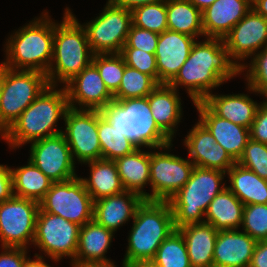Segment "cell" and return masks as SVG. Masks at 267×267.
<instances>
[{
	"mask_svg": "<svg viewBox=\"0 0 267 267\" xmlns=\"http://www.w3.org/2000/svg\"><path fill=\"white\" fill-rule=\"evenodd\" d=\"M196 39L167 29L159 34L155 52L158 84H168L188 59Z\"/></svg>",
	"mask_w": 267,
	"mask_h": 267,
	"instance_id": "obj_19",
	"label": "cell"
},
{
	"mask_svg": "<svg viewBox=\"0 0 267 267\" xmlns=\"http://www.w3.org/2000/svg\"><path fill=\"white\" fill-rule=\"evenodd\" d=\"M35 257L36 258L34 260H31L30 257H28L25 260L23 267H51L50 265L45 263V261L42 259L43 256L35 254Z\"/></svg>",
	"mask_w": 267,
	"mask_h": 267,
	"instance_id": "obj_50",
	"label": "cell"
},
{
	"mask_svg": "<svg viewBox=\"0 0 267 267\" xmlns=\"http://www.w3.org/2000/svg\"><path fill=\"white\" fill-rule=\"evenodd\" d=\"M80 228L77 223L39 209L33 244L56 262L65 256L71 257L73 261L78 247Z\"/></svg>",
	"mask_w": 267,
	"mask_h": 267,
	"instance_id": "obj_12",
	"label": "cell"
},
{
	"mask_svg": "<svg viewBox=\"0 0 267 267\" xmlns=\"http://www.w3.org/2000/svg\"><path fill=\"white\" fill-rule=\"evenodd\" d=\"M181 232L192 267H213V253L218 230L208 223L188 224Z\"/></svg>",
	"mask_w": 267,
	"mask_h": 267,
	"instance_id": "obj_27",
	"label": "cell"
},
{
	"mask_svg": "<svg viewBox=\"0 0 267 267\" xmlns=\"http://www.w3.org/2000/svg\"><path fill=\"white\" fill-rule=\"evenodd\" d=\"M13 196L11 168L0 165V202L10 199Z\"/></svg>",
	"mask_w": 267,
	"mask_h": 267,
	"instance_id": "obj_46",
	"label": "cell"
},
{
	"mask_svg": "<svg viewBox=\"0 0 267 267\" xmlns=\"http://www.w3.org/2000/svg\"><path fill=\"white\" fill-rule=\"evenodd\" d=\"M251 8L252 0H216L202 11L204 36L224 39Z\"/></svg>",
	"mask_w": 267,
	"mask_h": 267,
	"instance_id": "obj_21",
	"label": "cell"
},
{
	"mask_svg": "<svg viewBox=\"0 0 267 267\" xmlns=\"http://www.w3.org/2000/svg\"><path fill=\"white\" fill-rule=\"evenodd\" d=\"M84 25L94 54L120 53L132 25V12L108 0L103 12Z\"/></svg>",
	"mask_w": 267,
	"mask_h": 267,
	"instance_id": "obj_10",
	"label": "cell"
},
{
	"mask_svg": "<svg viewBox=\"0 0 267 267\" xmlns=\"http://www.w3.org/2000/svg\"><path fill=\"white\" fill-rule=\"evenodd\" d=\"M92 63L98 69L108 91L113 95L119 88L126 67L120 53L94 54Z\"/></svg>",
	"mask_w": 267,
	"mask_h": 267,
	"instance_id": "obj_38",
	"label": "cell"
},
{
	"mask_svg": "<svg viewBox=\"0 0 267 267\" xmlns=\"http://www.w3.org/2000/svg\"><path fill=\"white\" fill-rule=\"evenodd\" d=\"M115 5L132 11L136 7L167 0H111Z\"/></svg>",
	"mask_w": 267,
	"mask_h": 267,
	"instance_id": "obj_48",
	"label": "cell"
},
{
	"mask_svg": "<svg viewBox=\"0 0 267 267\" xmlns=\"http://www.w3.org/2000/svg\"><path fill=\"white\" fill-rule=\"evenodd\" d=\"M39 203L17 196L0 202L2 248H25L34 241Z\"/></svg>",
	"mask_w": 267,
	"mask_h": 267,
	"instance_id": "obj_11",
	"label": "cell"
},
{
	"mask_svg": "<svg viewBox=\"0 0 267 267\" xmlns=\"http://www.w3.org/2000/svg\"><path fill=\"white\" fill-rule=\"evenodd\" d=\"M47 76L38 71L12 70L3 66L0 92V135L47 88Z\"/></svg>",
	"mask_w": 267,
	"mask_h": 267,
	"instance_id": "obj_8",
	"label": "cell"
},
{
	"mask_svg": "<svg viewBox=\"0 0 267 267\" xmlns=\"http://www.w3.org/2000/svg\"><path fill=\"white\" fill-rule=\"evenodd\" d=\"M2 249L4 251L0 254V267H23L27 259L25 248L4 247Z\"/></svg>",
	"mask_w": 267,
	"mask_h": 267,
	"instance_id": "obj_45",
	"label": "cell"
},
{
	"mask_svg": "<svg viewBox=\"0 0 267 267\" xmlns=\"http://www.w3.org/2000/svg\"><path fill=\"white\" fill-rule=\"evenodd\" d=\"M55 87L48 85L1 136L9 146L16 148L63 132L54 127L70 107L65 87L59 90Z\"/></svg>",
	"mask_w": 267,
	"mask_h": 267,
	"instance_id": "obj_2",
	"label": "cell"
},
{
	"mask_svg": "<svg viewBox=\"0 0 267 267\" xmlns=\"http://www.w3.org/2000/svg\"><path fill=\"white\" fill-rule=\"evenodd\" d=\"M253 56L249 70L246 73L248 89L267 98V47Z\"/></svg>",
	"mask_w": 267,
	"mask_h": 267,
	"instance_id": "obj_41",
	"label": "cell"
},
{
	"mask_svg": "<svg viewBox=\"0 0 267 267\" xmlns=\"http://www.w3.org/2000/svg\"><path fill=\"white\" fill-rule=\"evenodd\" d=\"M202 102L216 116L249 129L259 107L245 94L214 95L210 93Z\"/></svg>",
	"mask_w": 267,
	"mask_h": 267,
	"instance_id": "obj_26",
	"label": "cell"
},
{
	"mask_svg": "<svg viewBox=\"0 0 267 267\" xmlns=\"http://www.w3.org/2000/svg\"><path fill=\"white\" fill-rule=\"evenodd\" d=\"M159 84L148 74L130 66L125 67L114 101L147 97Z\"/></svg>",
	"mask_w": 267,
	"mask_h": 267,
	"instance_id": "obj_36",
	"label": "cell"
},
{
	"mask_svg": "<svg viewBox=\"0 0 267 267\" xmlns=\"http://www.w3.org/2000/svg\"><path fill=\"white\" fill-rule=\"evenodd\" d=\"M250 138L267 144V100L259 105L256 116L250 127Z\"/></svg>",
	"mask_w": 267,
	"mask_h": 267,
	"instance_id": "obj_44",
	"label": "cell"
},
{
	"mask_svg": "<svg viewBox=\"0 0 267 267\" xmlns=\"http://www.w3.org/2000/svg\"><path fill=\"white\" fill-rule=\"evenodd\" d=\"M175 88L159 84L148 96L152 119L158 128L172 141L175 127L182 115L181 99Z\"/></svg>",
	"mask_w": 267,
	"mask_h": 267,
	"instance_id": "obj_25",
	"label": "cell"
},
{
	"mask_svg": "<svg viewBox=\"0 0 267 267\" xmlns=\"http://www.w3.org/2000/svg\"><path fill=\"white\" fill-rule=\"evenodd\" d=\"M168 29L191 37L204 35L202 12L189 0H167Z\"/></svg>",
	"mask_w": 267,
	"mask_h": 267,
	"instance_id": "obj_33",
	"label": "cell"
},
{
	"mask_svg": "<svg viewBox=\"0 0 267 267\" xmlns=\"http://www.w3.org/2000/svg\"><path fill=\"white\" fill-rule=\"evenodd\" d=\"M64 87L67 92L69 107L73 109H78L74 104L78 103L79 109L102 111L114 101L113 95L106 88L93 63L74 76Z\"/></svg>",
	"mask_w": 267,
	"mask_h": 267,
	"instance_id": "obj_17",
	"label": "cell"
},
{
	"mask_svg": "<svg viewBox=\"0 0 267 267\" xmlns=\"http://www.w3.org/2000/svg\"><path fill=\"white\" fill-rule=\"evenodd\" d=\"M113 234L94 219L81 226L72 266L83 267L91 264L111 263L112 261L104 255L111 244Z\"/></svg>",
	"mask_w": 267,
	"mask_h": 267,
	"instance_id": "obj_24",
	"label": "cell"
},
{
	"mask_svg": "<svg viewBox=\"0 0 267 267\" xmlns=\"http://www.w3.org/2000/svg\"><path fill=\"white\" fill-rule=\"evenodd\" d=\"M175 230L172 208L168 201L143 200L133 218L123 261H151L161 243Z\"/></svg>",
	"mask_w": 267,
	"mask_h": 267,
	"instance_id": "obj_4",
	"label": "cell"
},
{
	"mask_svg": "<svg viewBox=\"0 0 267 267\" xmlns=\"http://www.w3.org/2000/svg\"><path fill=\"white\" fill-rule=\"evenodd\" d=\"M249 267H267V240L256 242Z\"/></svg>",
	"mask_w": 267,
	"mask_h": 267,
	"instance_id": "obj_47",
	"label": "cell"
},
{
	"mask_svg": "<svg viewBox=\"0 0 267 267\" xmlns=\"http://www.w3.org/2000/svg\"><path fill=\"white\" fill-rule=\"evenodd\" d=\"M242 227L256 241L267 240V204L244 205Z\"/></svg>",
	"mask_w": 267,
	"mask_h": 267,
	"instance_id": "obj_39",
	"label": "cell"
},
{
	"mask_svg": "<svg viewBox=\"0 0 267 267\" xmlns=\"http://www.w3.org/2000/svg\"><path fill=\"white\" fill-rule=\"evenodd\" d=\"M189 158L196 167L227 172L236 161L219 144L209 130L199 121L186 139Z\"/></svg>",
	"mask_w": 267,
	"mask_h": 267,
	"instance_id": "obj_18",
	"label": "cell"
},
{
	"mask_svg": "<svg viewBox=\"0 0 267 267\" xmlns=\"http://www.w3.org/2000/svg\"><path fill=\"white\" fill-rule=\"evenodd\" d=\"M200 122L237 162L250 139V129L216 116L203 102L194 103Z\"/></svg>",
	"mask_w": 267,
	"mask_h": 267,
	"instance_id": "obj_20",
	"label": "cell"
},
{
	"mask_svg": "<svg viewBox=\"0 0 267 267\" xmlns=\"http://www.w3.org/2000/svg\"><path fill=\"white\" fill-rule=\"evenodd\" d=\"M114 162L123 188L147 200L148 193L144 192L143 188L146 184H150V152H143L138 147L132 153L115 159Z\"/></svg>",
	"mask_w": 267,
	"mask_h": 267,
	"instance_id": "obj_28",
	"label": "cell"
},
{
	"mask_svg": "<svg viewBox=\"0 0 267 267\" xmlns=\"http://www.w3.org/2000/svg\"><path fill=\"white\" fill-rule=\"evenodd\" d=\"M2 83H3V65L0 64V92H1Z\"/></svg>",
	"mask_w": 267,
	"mask_h": 267,
	"instance_id": "obj_54",
	"label": "cell"
},
{
	"mask_svg": "<svg viewBox=\"0 0 267 267\" xmlns=\"http://www.w3.org/2000/svg\"><path fill=\"white\" fill-rule=\"evenodd\" d=\"M151 262L156 267H192L184 238L178 229L161 243Z\"/></svg>",
	"mask_w": 267,
	"mask_h": 267,
	"instance_id": "obj_35",
	"label": "cell"
},
{
	"mask_svg": "<svg viewBox=\"0 0 267 267\" xmlns=\"http://www.w3.org/2000/svg\"><path fill=\"white\" fill-rule=\"evenodd\" d=\"M40 210L83 226L93 220L94 201L81 178L53 183L39 202Z\"/></svg>",
	"mask_w": 267,
	"mask_h": 267,
	"instance_id": "obj_9",
	"label": "cell"
},
{
	"mask_svg": "<svg viewBox=\"0 0 267 267\" xmlns=\"http://www.w3.org/2000/svg\"><path fill=\"white\" fill-rule=\"evenodd\" d=\"M237 163L267 180V144L250 138Z\"/></svg>",
	"mask_w": 267,
	"mask_h": 267,
	"instance_id": "obj_40",
	"label": "cell"
},
{
	"mask_svg": "<svg viewBox=\"0 0 267 267\" xmlns=\"http://www.w3.org/2000/svg\"><path fill=\"white\" fill-rule=\"evenodd\" d=\"M47 13L10 36L6 44L7 59L1 63L3 66L47 74L54 43V22Z\"/></svg>",
	"mask_w": 267,
	"mask_h": 267,
	"instance_id": "obj_5",
	"label": "cell"
},
{
	"mask_svg": "<svg viewBox=\"0 0 267 267\" xmlns=\"http://www.w3.org/2000/svg\"><path fill=\"white\" fill-rule=\"evenodd\" d=\"M159 34L131 25L126 43L123 47H131L155 54Z\"/></svg>",
	"mask_w": 267,
	"mask_h": 267,
	"instance_id": "obj_43",
	"label": "cell"
},
{
	"mask_svg": "<svg viewBox=\"0 0 267 267\" xmlns=\"http://www.w3.org/2000/svg\"><path fill=\"white\" fill-rule=\"evenodd\" d=\"M132 25L158 34L168 29L167 1L136 7L132 11Z\"/></svg>",
	"mask_w": 267,
	"mask_h": 267,
	"instance_id": "obj_37",
	"label": "cell"
},
{
	"mask_svg": "<svg viewBox=\"0 0 267 267\" xmlns=\"http://www.w3.org/2000/svg\"><path fill=\"white\" fill-rule=\"evenodd\" d=\"M256 242L244 231H218L213 267H249Z\"/></svg>",
	"mask_w": 267,
	"mask_h": 267,
	"instance_id": "obj_22",
	"label": "cell"
},
{
	"mask_svg": "<svg viewBox=\"0 0 267 267\" xmlns=\"http://www.w3.org/2000/svg\"><path fill=\"white\" fill-rule=\"evenodd\" d=\"M13 195L40 202L54 183L30 160L28 165L11 169Z\"/></svg>",
	"mask_w": 267,
	"mask_h": 267,
	"instance_id": "obj_32",
	"label": "cell"
},
{
	"mask_svg": "<svg viewBox=\"0 0 267 267\" xmlns=\"http://www.w3.org/2000/svg\"><path fill=\"white\" fill-rule=\"evenodd\" d=\"M98 136L103 159L114 161L138 148L134 142L112 125L101 110H98Z\"/></svg>",
	"mask_w": 267,
	"mask_h": 267,
	"instance_id": "obj_34",
	"label": "cell"
},
{
	"mask_svg": "<svg viewBox=\"0 0 267 267\" xmlns=\"http://www.w3.org/2000/svg\"><path fill=\"white\" fill-rule=\"evenodd\" d=\"M102 114L138 147L169 149L172 145L152 119L147 97L113 101Z\"/></svg>",
	"mask_w": 267,
	"mask_h": 267,
	"instance_id": "obj_7",
	"label": "cell"
},
{
	"mask_svg": "<svg viewBox=\"0 0 267 267\" xmlns=\"http://www.w3.org/2000/svg\"><path fill=\"white\" fill-rule=\"evenodd\" d=\"M139 194L126 191L94 201L93 219L113 233L130 218L143 202Z\"/></svg>",
	"mask_w": 267,
	"mask_h": 267,
	"instance_id": "obj_23",
	"label": "cell"
},
{
	"mask_svg": "<svg viewBox=\"0 0 267 267\" xmlns=\"http://www.w3.org/2000/svg\"><path fill=\"white\" fill-rule=\"evenodd\" d=\"M252 8L267 19V0H252Z\"/></svg>",
	"mask_w": 267,
	"mask_h": 267,
	"instance_id": "obj_49",
	"label": "cell"
},
{
	"mask_svg": "<svg viewBox=\"0 0 267 267\" xmlns=\"http://www.w3.org/2000/svg\"><path fill=\"white\" fill-rule=\"evenodd\" d=\"M231 60H243L267 47V19L253 8L223 39Z\"/></svg>",
	"mask_w": 267,
	"mask_h": 267,
	"instance_id": "obj_16",
	"label": "cell"
},
{
	"mask_svg": "<svg viewBox=\"0 0 267 267\" xmlns=\"http://www.w3.org/2000/svg\"><path fill=\"white\" fill-rule=\"evenodd\" d=\"M226 173L217 169L194 167L186 184L168 202L176 229L188 224L204 223L210 202L226 185L221 182Z\"/></svg>",
	"mask_w": 267,
	"mask_h": 267,
	"instance_id": "obj_6",
	"label": "cell"
},
{
	"mask_svg": "<svg viewBox=\"0 0 267 267\" xmlns=\"http://www.w3.org/2000/svg\"><path fill=\"white\" fill-rule=\"evenodd\" d=\"M120 54L127 66L148 74L158 83L157 61L155 54L131 47H123Z\"/></svg>",
	"mask_w": 267,
	"mask_h": 267,
	"instance_id": "obj_42",
	"label": "cell"
},
{
	"mask_svg": "<svg viewBox=\"0 0 267 267\" xmlns=\"http://www.w3.org/2000/svg\"><path fill=\"white\" fill-rule=\"evenodd\" d=\"M93 56L83 25L66 8L62 23L54 22L53 55L46 74L48 84L56 86L57 81L66 84L92 63Z\"/></svg>",
	"mask_w": 267,
	"mask_h": 267,
	"instance_id": "obj_3",
	"label": "cell"
},
{
	"mask_svg": "<svg viewBox=\"0 0 267 267\" xmlns=\"http://www.w3.org/2000/svg\"><path fill=\"white\" fill-rule=\"evenodd\" d=\"M83 267H116V265H114V262L113 263L111 262V263L91 264Z\"/></svg>",
	"mask_w": 267,
	"mask_h": 267,
	"instance_id": "obj_53",
	"label": "cell"
},
{
	"mask_svg": "<svg viewBox=\"0 0 267 267\" xmlns=\"http://www.w3.org/2000/svg\"><path fill=\"white\" fill-rule=\"evenodd\" d=\"M237 62L230 59L223 39L207 38L202 43H194L188 59L168 85L176 90L183 85L193 103L202 102L212 88L248 67Z\"/></svg>",
	"mask_w": 267,
	"mask_h": 267,
	"instance_id": "obj_1",
	"label": "cell"
},
{
	"mask_svg": "<svg viewBox=\"0 0 267 267\" xmlns=\"http://www.w3.org/2000/svg\"><path fill=\"white\" fill-rule=\"evenodd\" d=\"M123 267H156L151 261L126 263L123 261Z\"/></svg>",
	"mask_w": 267,
	"mask_h": 267,
	"instance_id": "obj_52",
	"label": "cell"
},
{
	"mask_svg": "<svg viewBox=\"0 0 267 267\" xmlns=\"http://www.w3.org/2000/svg\"><path fill=\"white\" fill-rule=\"evenodd\" d=\"M64 134L73 160L87 163L102 158L98 136V110L69 108L63 118ZM75 156V157H74Z\"/></svg>",
	"mask_w": 267,
	"mask_h": 267,
	"instance_id": "obj_13",
	"label": "cell"
},
{
	"mask_svg": "<svg viewBox=\"0 0 267 267\" xmlns=\"http://www.w3.org/2000/svg\"><path fill=\"white\" fill-rule=\"evenodd\" d=\"M201 12L212 5L216 0H189Z\"/></svg>",
	"mask_w": 267,
	"mask_h": 267,
	"instance_id": "obj_51",
	"label": "cell"
},
{
	"mask_svg": "<svg viewBox=\"0 0 267 267\" xmlns=\"http://www.w3.org/2000/svg\"><path fill=\"white\" fill-rule=\"evenodd\" d=\"M231 186L227 188L244 204H267V180L237 162L226 172Z\"/></svg>",
	"mask_w": 267,
	"mask_h": 267,
	"instance_id": "obj_31",
	"label": "cell"
},
{
	"mask_svg": "<svg viewBox=\"0 0 267 267\" xmlns=\"http://www.w3.org/2000/svg\"><path fill=\"white\" fill-rule=\"evenodd\" d=\"M195 165L173 154L150 152V185L147 200L168 201L189 180Z\"/></svg>",
	"mask_w": 267,
	"mask_h": 267,
	"instance_id": "obj_14",
	"label": "cell"
},
{
	"mask_svg": "<svg viewBox=\"0 0 267 267\" xmlns=\"http://www.w3.org/2000/svg\"><path fill=\"white\" fill-rule=\"evenodd\" d=\"M30 161L54 183L77 177L75 161L63 133L32 142Z\"/></svg>",
	"mask_w": 267,
	"mask_h": 267,
	"instance_id": "obj_15",
	"label": "cell"
},
{
	"mask_svg": "<svg viewBox=\"0 0 267 267\" xmlns=\"http://www.w3.org/2000/svg\"><path fill=\"white\" fill-rule=\"evenodd\" d=\"M87 163L90 166L91 176L88 179L81 178V180L93 201L119 194L125 190L113 160L101 158Z\"/></svg>",
	"mask_w": 267,
	"mask_h": 267,
	"instance_id": "obj_30",
	"label": "cell"
},
{
	"mask_svg": "<svg viewBox=\"0 0 267 267\" xmlns=\"http://www.w3.org/2000/svg\"><path fill=\"white\" fill-rule=\"evenodd\" d=\"M244 204L227 187L210 202L205 223L216 230H238L242 224Z\"/></svg>",
	"mask_w": 267,
	"mask_h": 267,
	"instance_id": "obj_29",
	"label": "cell"
}]
</instances>
